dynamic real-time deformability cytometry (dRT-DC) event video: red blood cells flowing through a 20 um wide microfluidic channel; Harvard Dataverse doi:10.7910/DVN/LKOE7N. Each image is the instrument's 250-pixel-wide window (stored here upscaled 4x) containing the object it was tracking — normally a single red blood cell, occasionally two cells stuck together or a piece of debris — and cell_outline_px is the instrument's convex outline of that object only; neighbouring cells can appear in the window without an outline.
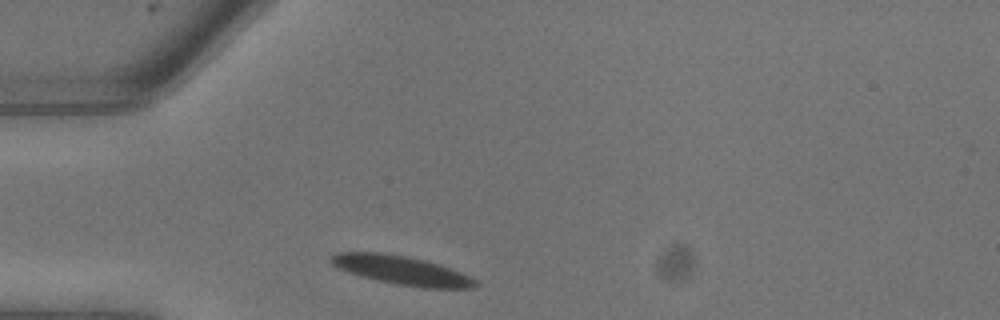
{"species": "common noctule bat (a hibernating species)", "species_latin": "Nyctalus noctula", "temperature_condition": "warm", "stored_images_in_passage": 3, "camera_frame_rate_fps": 3000, "um_per_image_px": 0.085, "animal": {"sex": "male", "body_mass_g": 13.3}, "frame": {"image": 1, "passage_image": 1, "time_ms": 0.0, "image_size_px": [1000, 320], "cell_outline_px": [[480, 284], [472, 288], [420, 288], [376, 280], [360, 276], [348, 272], [332, 264], [328, 260], [332, 256], [340, 252], [380, 252], [404, 256], [424, 260], [440, 264], [452, 268], [472, 276]], "centroid_in_image_um": [34.2, 22.98], "position_along_channel_um": 50.8, "area_um2": 24.33}}
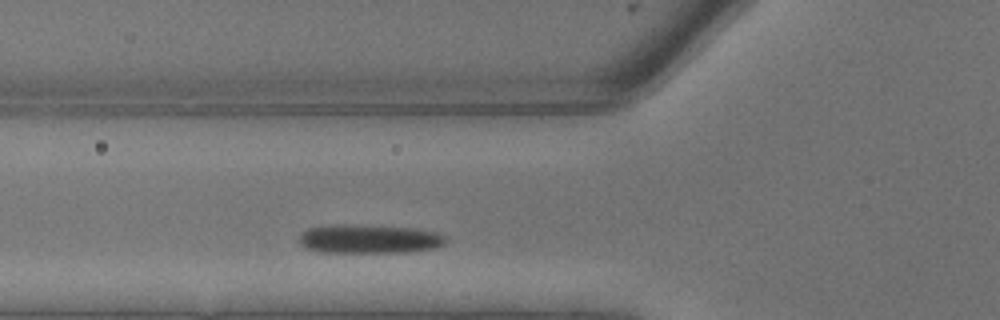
{"frame": {"image": 2, "passage_image": 3, "time_ms": 0.667, "image_size_px": [1000, 320], "cell_outline_px": [[448, 240], [444, 244], [432, 248], [404, 252], [320, 252], [304, 248], [296, 240], [300, 232], [308, 228], [340, 224], [356, 224], [416, 228], [436, 232], [448, 236]], "centroid_in_image_um": [31.34, 20.3], "position_along_channel_um": 94.5, "area_um2": 25.09}}